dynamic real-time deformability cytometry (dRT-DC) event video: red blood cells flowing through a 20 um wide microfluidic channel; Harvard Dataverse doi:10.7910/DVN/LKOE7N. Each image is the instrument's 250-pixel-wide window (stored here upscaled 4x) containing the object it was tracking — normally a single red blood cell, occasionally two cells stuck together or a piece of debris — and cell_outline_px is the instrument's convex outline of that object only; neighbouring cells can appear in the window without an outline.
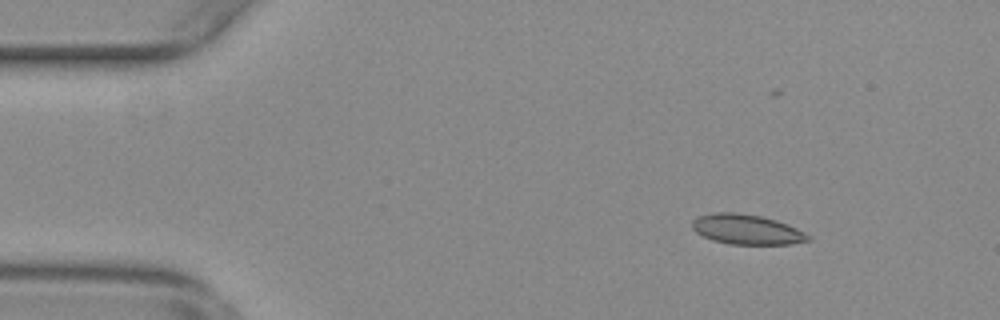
{"species": "common noctule bat (a hibernating species)", "species_latin": "Nyctalus noctula", "temperature_condition": "warm", "stored_images_in_passage": 10, "camera_frame_rate_fps": 3000, "um_per_image_px": 0.085, "animal": {"sex": "female", "body_mass_g": 29.2, "forearm_length_mm": 56.3}, "frame": {"image": 1, "passage_image": 7, "time_ms": 2.0, "image_size_px": [1000, 320], "cell_outline_px": [[812, 240], [792, 244], [728, 244], [712, 240], [696, 232], [692, 228], [692, 220], [700, 216], [712, 212], [736, 212], [760, 216], [776, 220], [788, 224], [812, 236]], "centroid_in_image_um": [63.49, 19.5], "position_along_channel_um": 21.5, "area_um2": 20.35}}